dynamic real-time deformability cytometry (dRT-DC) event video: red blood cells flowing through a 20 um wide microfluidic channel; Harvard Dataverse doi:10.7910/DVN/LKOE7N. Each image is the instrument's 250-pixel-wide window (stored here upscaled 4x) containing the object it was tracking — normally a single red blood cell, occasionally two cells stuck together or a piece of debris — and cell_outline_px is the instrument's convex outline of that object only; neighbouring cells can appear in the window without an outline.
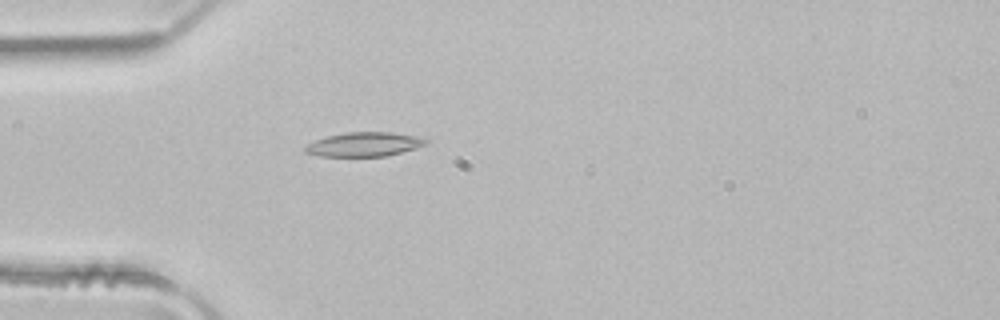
{"species": "common noctule bat (a hibernating species)", "species_latin": "Nyctalus noctula", "temperature_condition": "room temperature", "stored_images_in_passage": 4, "camera_frame_rate_fps": 3000, "um_per_image_px": 0.085, "animal": {"sex": "male", "body_mass_g": 21.5, "forearm_length_mm": 52.0}, "frame": {"image": 1, "passage_image": 4, "time_ms": 1.0, "image_size_px": [1000, 320], "cell_outline_px": [[428, 144], [416, 148], [384, 156], [320, 156], [304, 152], [304, 148], [308, 144], [316, 140], [328, 136], [344, 132], [392, 132], [428, 136]], "centroid_in_image_um": [31.05, 12.25], "position_along_channel_um": 53.9, "area_um2": 17.22}}